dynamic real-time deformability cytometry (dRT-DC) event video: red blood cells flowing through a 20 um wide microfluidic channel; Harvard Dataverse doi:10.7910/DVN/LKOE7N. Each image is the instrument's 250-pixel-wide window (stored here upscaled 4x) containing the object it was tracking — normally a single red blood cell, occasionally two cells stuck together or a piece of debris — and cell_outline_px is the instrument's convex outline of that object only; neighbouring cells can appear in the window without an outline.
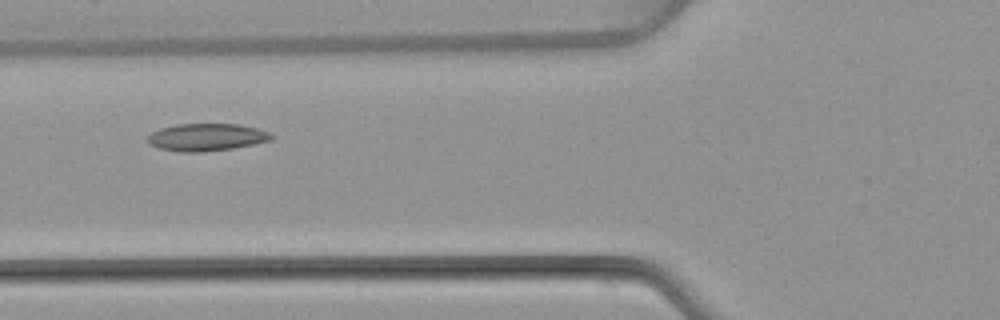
{"species": "common noctule bat (a hibernating species)", "species_latin": "Nyctalus noctula", "temperature_condition": "warm", "stored_images_in_passage": 5, "camera_frame_rate_fps": 3000, "um_per_image_px": 0.085, "animal": {"sex": "female", "body_mass_g": 22.7, "forearm_length_mm": 54.2}, "frame": {"image": 1, "passage_image": 4, "time_ms": 4.333, "image_size_px": [1000, 320], "cell_outline_px": [[276, 136], [272, 140], [232, 148], [200, 152], [180, 152], [160, 148], [144, 140], [144, 136], [160, 128], [176, 124], [240, 124], [256, 128], [268, 132]], "centroid_in_image_um": [17.52, 11.65], "position_along_channel_um": 108.3, "area_um2": 19.83}}
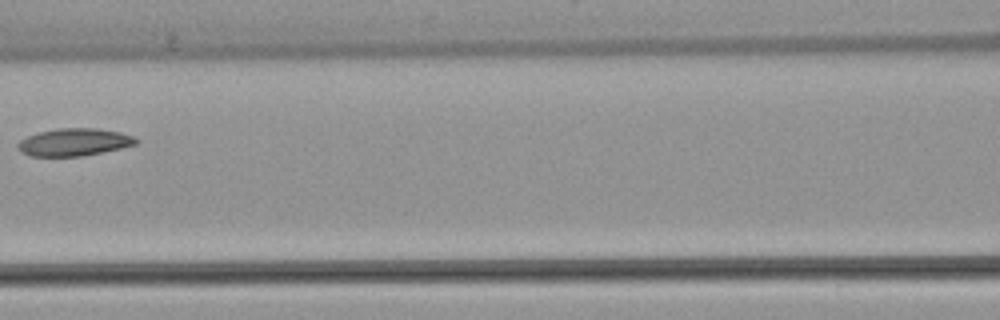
{"frame": {"image": 2, "passage_image": 5, "time_ms": 5.667, "image_size_px": [1000, 320], "cell_outline_px": [[140, 140], [136, 144], [120, 148], [80, 156], [28, 156], [20, 152], [16, 148], [16, 144], [20, 140], [28, 136], [40, 132], [56, 128], [96, 128], [120, 132], [132, 136]], "centroid_in_image_um": [6.26, 12.08], "position_along_channel_um": 160.3, "area_um2": 18.9}}